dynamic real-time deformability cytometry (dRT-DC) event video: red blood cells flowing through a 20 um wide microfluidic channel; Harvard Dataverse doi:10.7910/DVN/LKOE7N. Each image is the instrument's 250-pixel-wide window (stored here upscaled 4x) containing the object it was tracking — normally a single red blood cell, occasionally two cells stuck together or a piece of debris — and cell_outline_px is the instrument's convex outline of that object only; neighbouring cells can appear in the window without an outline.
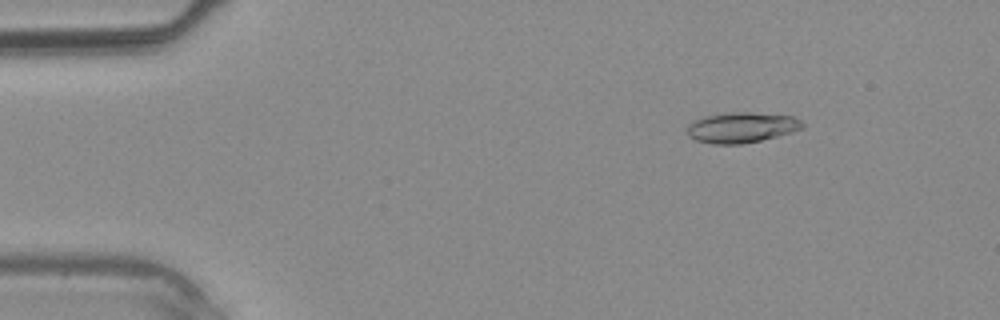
{"species": "common noctule bat (a hibernating species)", "species_latin": "Nyctalus noctula", "temperature_condition": "warm", "stored_images_in_passage": 37, "camera_frame_rate_fps": 3000, "um_per_image_px": 0.085, "animal": {"sex": "male", "body_mass_g": 20.4}, "frame": {"image": 1, "passage_image": 5, "time_ms": 1.333, "image_size_px": [1000, 320], "cell_outline_px": [[804, 128], [792, 132], [760, 140], [740, 144], [712, 144], [696, 140], [688, 136], [688, 124], [692, 120], [704, 116], [728, 112], [752, 112], [792, 116], [800, 120], [804, 124]], "centroid_in_image_um": [63.01, 10.82], "position_along_channel_um": 22.0, "area_um2": 20.52}}
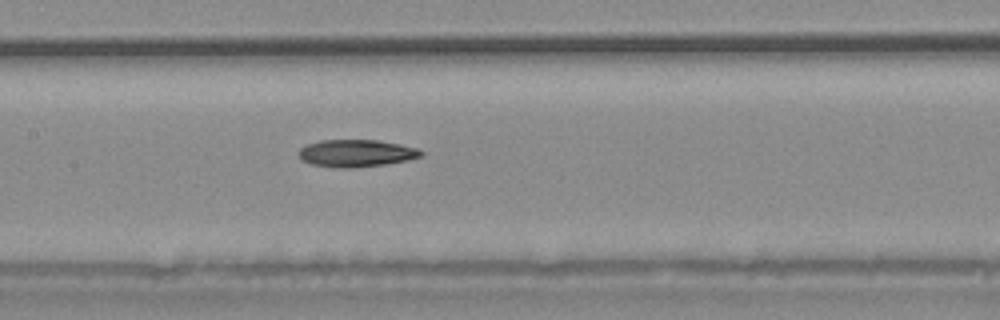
{"frame": {"image": 2, "passage_image": 18, "time_ms": 5.667, "image_size_px": [1000, 320], "cell_outline_px": [[424, 152], [420, 156], [408, 160], [384, 164], [352, 168], [340, 168], [312, 164], [300, 160], [296, 152], [300, 148], [308, 144], [320, 140], [380, 140], [400, 144], [416, 148]], "centroid_in_image_um": [30.23, 13.02], "position_along_channel_um": 177.2, "area_um2": 19.48}}
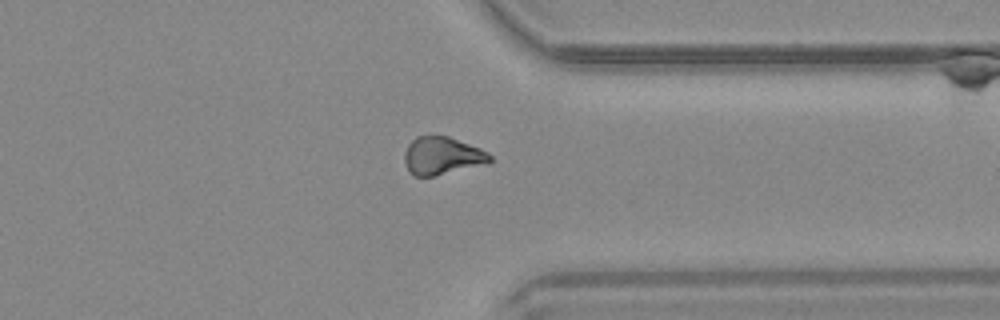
{"frame": {"image": 3, "passage_image": 29, "time_ms": 9.333, "image_size_px": [1000, 320], "cell_outline_px": [[492, 160], [488, 164], [432, 176], [412, 176], [408, 172], [404, 160], [404, 152], [408, 144], [416, 136], [448, 136], [480, 148], [488, 152], [492, 156]], "centroid_in_image_um": [37.58, 13.25], "position_along_channel_um": 373.8, "area_um2": 18.96}}